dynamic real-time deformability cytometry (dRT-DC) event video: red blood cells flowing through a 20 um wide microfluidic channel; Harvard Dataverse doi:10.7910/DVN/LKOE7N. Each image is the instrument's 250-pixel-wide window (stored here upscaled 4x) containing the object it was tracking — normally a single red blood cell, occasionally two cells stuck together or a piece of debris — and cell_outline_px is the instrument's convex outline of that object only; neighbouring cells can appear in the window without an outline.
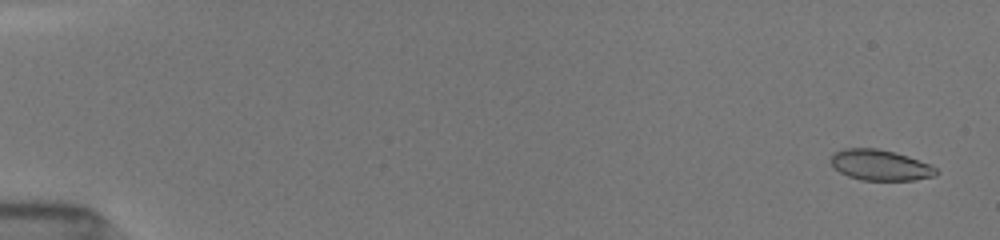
{"species": "common noctule bat (a hibernating species)", "species_latin": "Nyctalus noctula", "temperature_condition": "room temperature", "stored_images_in_passage": 24, "camera_frame_rate_fps": 3000, "um_per_image_px": 0.085, "animal": {"sex": "female", "body_mass_g": 19.5, "forearm_length_mm": 54.1}, "frame": {"image": 1, "passage_image": 3, "time_ms": 0.667, "image_size_px": [1000, 240], "cell_outline_px": [[940, 172], [936, 176], [916, 180], [860, 180], [848, 176], [840, 172], [832, 164], [832, 152], [844, 148], [876, 148], [908, 156], [928, 164], [936, 168]], "centroid_in_image_um": [74.83, 14.04], "position_along_channel_um": 10.2, "area_um2": 18.79}}
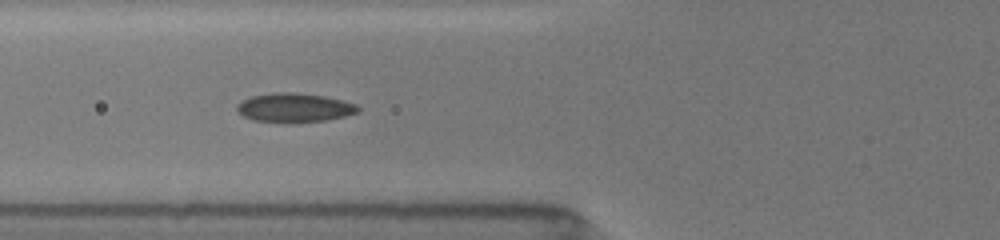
{"frame": {"image": 2, "passage_image": 21, "time_ms": 7.0, "image_size_px": [1000, 240], "cell_outline_px": [[360, 112], [344, 116], [324, 120], [288, 124], [252, 120], [244, 116], [236, 108], [236, 104], [252, 96], [272, 92], [292, 92], [324, 96], [356, 104], [360, 108]], "centroid_in_image_um": [25.01, 9.17], "position_along_channel_um": 100.8, "area_um2": 20.63}}
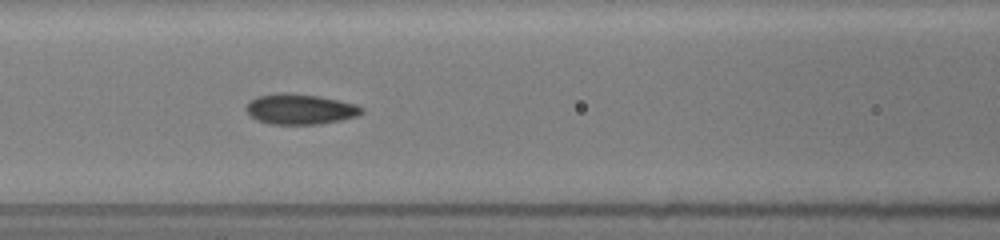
{"frame": {"image": 3, "passage_image": 24, "time_ms": 8.0, "image_size_px": [1000, 240], "cell_outline_px": [[364, 112], [360, 116], [320, 124], [268, 124], [256, 120], [244, 108], [256, 96], [280, 92], [284, 92], [320, 96], [340, 100], [356, 104], [364, 108]], "centroid_in_image_um": [25.55, 9.27], "position_along_channel_um": 141.1, "area_um2": 20.69}}